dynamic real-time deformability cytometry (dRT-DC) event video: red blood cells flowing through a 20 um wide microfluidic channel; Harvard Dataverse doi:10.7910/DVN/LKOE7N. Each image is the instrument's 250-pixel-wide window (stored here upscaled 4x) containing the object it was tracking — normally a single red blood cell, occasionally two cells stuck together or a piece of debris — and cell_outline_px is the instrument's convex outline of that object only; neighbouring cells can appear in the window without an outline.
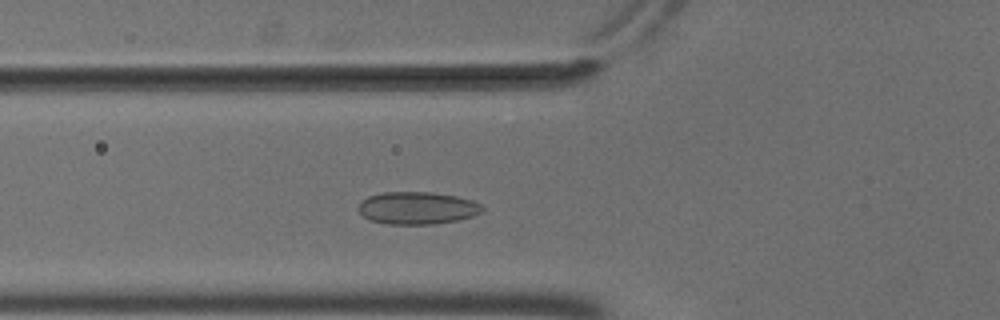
{"species": "common noctule bat (a hibernating species)", "species_latin": "Nyctalus noctula", "temperature_condition": "cold", "stored_images_in_passage": 47, "camera_frame_rate_fps": 3000, "um_per_image_px": 0.085, "animal": {"sex": "male", "body_mass_g": 18.8}, "frame": {"image": 1, "passage_image": 12, "time_ms": 3.667, "image_size_px": [1000, 320], "cell_outline_px": [[484, 208], [480, 212], [472, 216], [456, 220], [432, 224], [388, 224], [372, 220], [364, 216], [356, 208], [360, 200], [368, 196], [384, 192], [432, 192], [456, 196], [472, 200], [480, 204]], "centroid_in_image_um": [35.43, 17.67], "position_along_channel_um": 90.4, "area_um2": 23.35}}
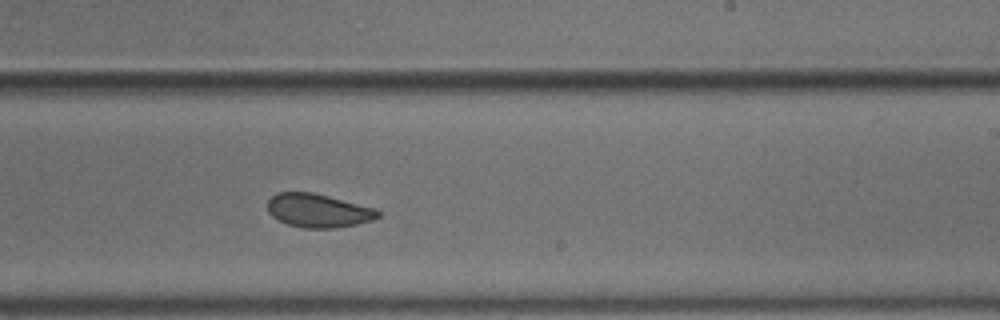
{"frame": {"image": 2, "passage_image": 26, "time_ms": 8.333, "image_size_px": [1000, 320], "cell_outline_px": [[380, 216], [372, 220], [356, 224], [336, 228], [304, 228], [288, 224], [272, 216], [268, 212], [268, 200], [276, 192], [312, 192], [376, 208], [380, 212]], "centroid_in_image_um": [27.05, 17.9], "position_along_channel_um": 261.9, "area_um2": 21.56}}
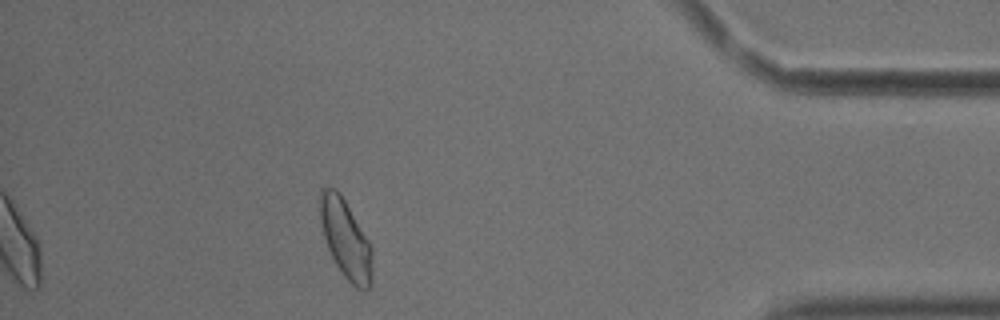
{"frame": {"image": 3, "passage_image": 41, "time_ms": 13.333, "image_size_px": [1000, 320], "cell_outline_px": [[372, 284], [368, 288], [356, 288], [344, 276], [336, 264], [328, 248], [324, 236], [320, 220], [320, 188], [336, 188], [340, 192], [372, 244]], "centroid_in_image_um": [29.4, 20.29], "position_along_channel_um": 405.8, "area_um2": 24.04}, "authors_computed_cell_mechanics": {"area_um2": 23.0044, "velocity_mm_per_s": 3.6684, "shape_relaxation_time_tau1_ms": null, "shape_relaxation_time_tau2_ms": 0.9342, "deformation_change_tau1": null, "deformation_change_tau2": 0.0657}}